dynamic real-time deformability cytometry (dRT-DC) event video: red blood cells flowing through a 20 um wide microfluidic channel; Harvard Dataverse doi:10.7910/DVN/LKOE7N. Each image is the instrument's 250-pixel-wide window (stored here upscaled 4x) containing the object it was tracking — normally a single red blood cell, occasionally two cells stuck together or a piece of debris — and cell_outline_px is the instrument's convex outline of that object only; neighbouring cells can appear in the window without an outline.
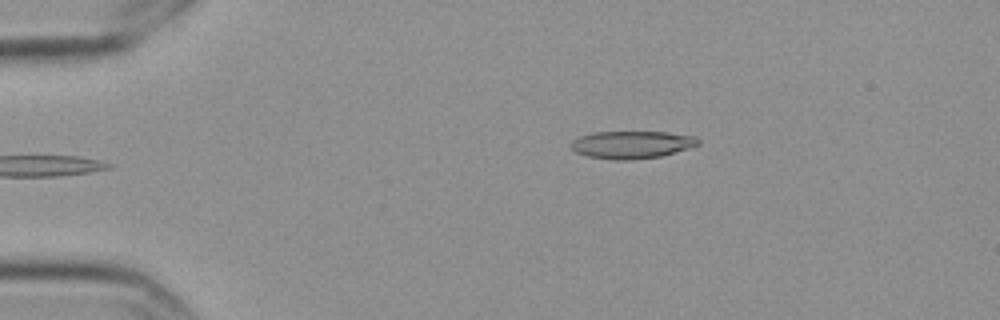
{"species": "Egyptian fruit bat (a non-hibernating species)", "species_latin": "Rousettus aegyptiacus", "temperature_condition": "cold", "stored_images_in_passage": 2, "camera_frame_rate_fps": 3000, "um_per_image_px": 0.085, "frame": {"image": 1, "passage_image": 2, "time_ms": 0.333, "image_size_px": [1000, 320], "cell_outline_px": [[700, 144], [688, 148], [660, 156], [628, 160], [616, 160], [588, 156], [576, 152], [572, 148], [572, 140], [580, 136], [592, 132], [668, 132], [696, 136], [700, 140]], "centroid_in_image_um": [53.72, 12.28], "position_along_channel_um": 31.3, "area_um2": 20.29}}